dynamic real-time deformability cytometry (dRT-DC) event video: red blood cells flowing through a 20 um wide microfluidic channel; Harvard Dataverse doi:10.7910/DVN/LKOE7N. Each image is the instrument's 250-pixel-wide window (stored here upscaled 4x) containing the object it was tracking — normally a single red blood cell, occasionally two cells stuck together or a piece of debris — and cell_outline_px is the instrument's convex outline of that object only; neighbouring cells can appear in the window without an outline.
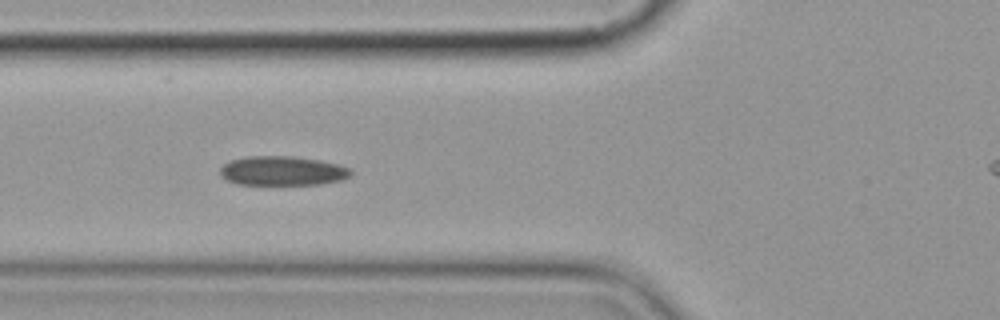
{"species": "common noctule bat (a hibernating species)", "species_latin": "Nyctalus noctula", "temperature_condition": "cold", "stored_images_in_passage": 7, "camera_frame_rate_fps": 3000, "um_per_image_px": 0.085, "animal": {"sex": "female", "body_mass_g": 19.9}, "frame": {"image": 1, "passage_image": 6, "time_ms": 6.667, "image_size_px": [1000, 320], "cell_outline_px": [[352, 176], [340, 180], [320, 184], [236, 184], [220, 176], [220, 168], [224, 164], [232, 160], [244, 156], [292, 156], [320, 160], [340, 164], [352, 168]], "centroid_in_image_um": [24.04, 14.51], "position_along_channel_um": 101.8, "area_um2": 22.48}}
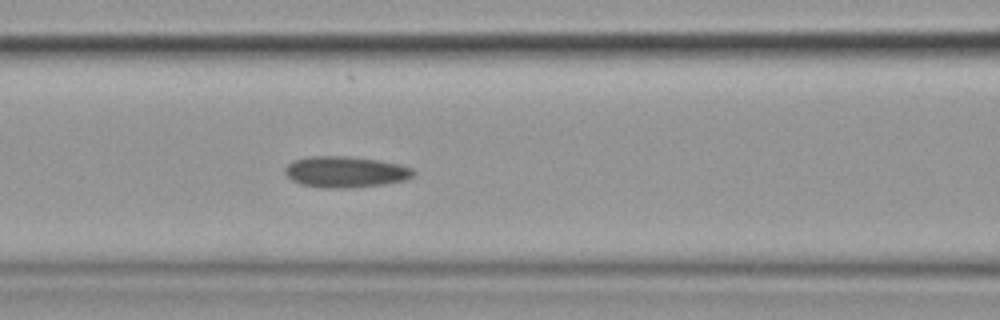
{"frame": {"image": 2, "passage_image": 7, "time_ms": 7.667, "image_size_px": [1000, 320], "cell_outline_px": [[416, 176], [408, 180], [384, 184], [344, 188], [324, 188], [300, 184], [292, 180], [284, 172], [284, 168], [292, 160], [308, 156], [348, 156], [380, 160], [400, 164], [412, 168], [416, 172]], "centroid_in_image_um": [29.4, 14.6], "position_along_channel_um": 137.2, "area_um2": 23.64}}